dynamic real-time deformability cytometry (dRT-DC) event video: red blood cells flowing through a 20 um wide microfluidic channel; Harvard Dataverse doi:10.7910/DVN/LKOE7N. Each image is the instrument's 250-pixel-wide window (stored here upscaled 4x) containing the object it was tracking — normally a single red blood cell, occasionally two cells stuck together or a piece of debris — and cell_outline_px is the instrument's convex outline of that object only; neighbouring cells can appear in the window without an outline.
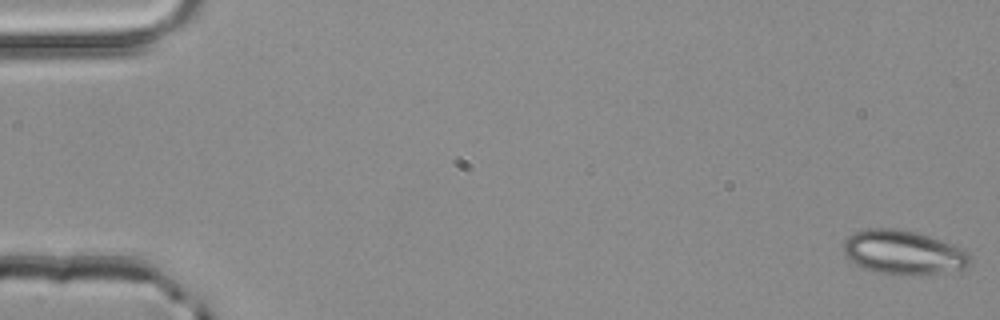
{"species": "common noctule bat (a hibernating species)", "species_latin": "Nyctalus noctula", "temperature_condition": "room temperature", "stored_images_in_passage": 53, "camera_frame_rate_fps": 3000, "um_per_image_px": 0.085, "animal": {"sex": "male", "body_mass_g": 20.4}, "frame": {"image": 1, "passage_image": 1, "time_ms": 0.0, "image_size_px": [1000, 320], "cell_outline_px": [[972, 264], [964, 268], [944, 272], [916, 276], [900, 276], [872, 272], [848, 260], [844, 252], [844, 240], [848, 236], [856, 232], [868, 228], [896, 228], [916, 232], [964, 248], [972, 256]], "centroid_in_image_um": [76.81, 21.48], "position_along_channel_um": 8.2, "area_um2": 33.18}}
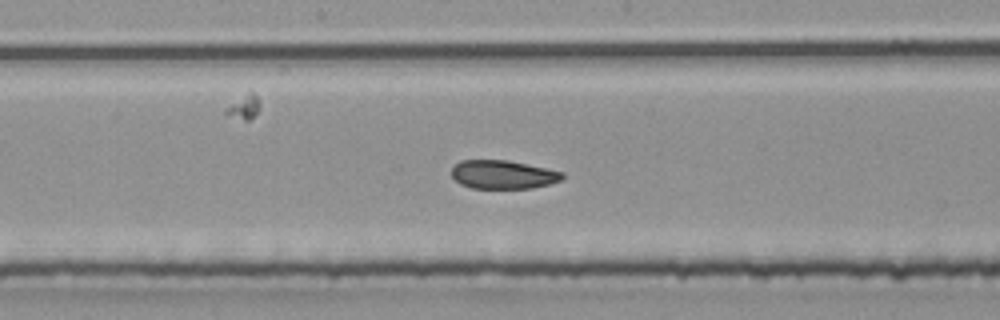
{"frame": {"image": 2, "passage_image": 28, "time_ms": 9.0, "image_size_px": [1000, 320], "cell_outline_px": [[564, 176], [560, 180], [548, 184], [532, 188], [472, 188], [460, 184], [452, 176], [452, 168], [460, 160], [508, 160], [564, 172]], "centroid_in_image_um": [42.74, 14.83], "position_along_channel_um": 205.5, "area_um2": 18.32}}
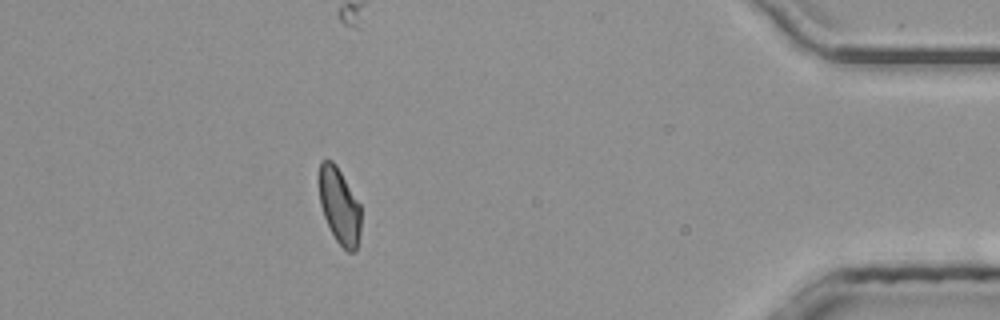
{"frame": {"image": 3, "passage_image": 47, "time_ms": 15.333, "image_size_px": [1000, 320], "cell_outline_px": [[360, 232], [356, 252], [348, 252], [336, 240], [324, 216], [320, 204], [316, 180], [316, 176], [320, 160], [332, 160], [336, 164], [360, 204]], "centroid_in_image_um": [28.8, 17.43], "position_along_channel_um": 406.4, "area_um2": 18.96}, "authors_computed_cell_mechanics": {"area_um2": 19.8832, "velocity_mm_per_s": 4.0022, "shape_relaxation_time_tau1_ms": null, "shape_relaxation_time_tau2_ms": 2.4612, "deformation_change_tau1": null, "deformation_change_tau2": 0.0756}}